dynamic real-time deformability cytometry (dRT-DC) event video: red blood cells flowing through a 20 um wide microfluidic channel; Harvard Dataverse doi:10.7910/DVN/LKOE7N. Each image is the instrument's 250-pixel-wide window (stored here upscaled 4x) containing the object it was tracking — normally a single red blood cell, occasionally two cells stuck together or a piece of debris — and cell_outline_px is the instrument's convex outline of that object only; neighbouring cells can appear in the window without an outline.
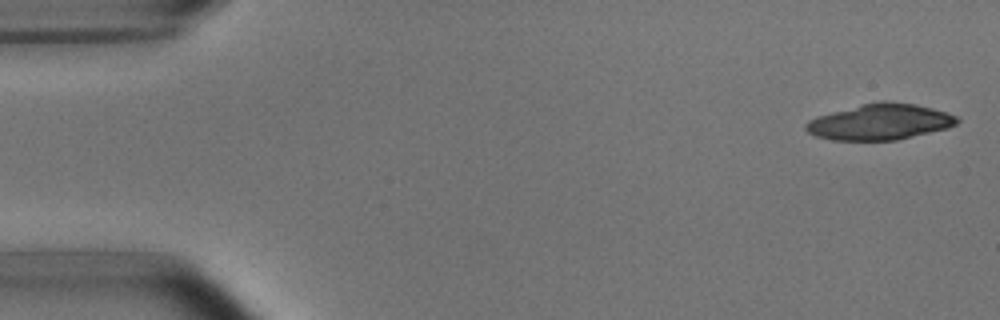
{"species": "common noctule bat (a hibernating species)", "species_latin": "Nyctalus noctula", "temperature_condition": "room temperature", "stored_images_in_passage": 5, "camera_frame_rate_fps": 3000, "um_per_image_px": 0.085, "animal": {"sex": "male", "body_mass_g": 15.6}, "frame": {"image": 1, "passage_image": 1, "time_ms": 0.0, "image_size_px": [1000, 320], "cell_outline_px": [[960, 120], [956, 124], [944, 128], [896, 140], [832, 140], [816, 136], [808, 132], [804, 128], [804, 124], [808, 120], [820, 116], [864, 104], [880, 100], [884, 100], [916, 104], [948, 112], [956, 116]], "centroid_in_image_um": [74.8, 10.36], "position_along_channel_um": 10.2, "area_um2": 31.15}}